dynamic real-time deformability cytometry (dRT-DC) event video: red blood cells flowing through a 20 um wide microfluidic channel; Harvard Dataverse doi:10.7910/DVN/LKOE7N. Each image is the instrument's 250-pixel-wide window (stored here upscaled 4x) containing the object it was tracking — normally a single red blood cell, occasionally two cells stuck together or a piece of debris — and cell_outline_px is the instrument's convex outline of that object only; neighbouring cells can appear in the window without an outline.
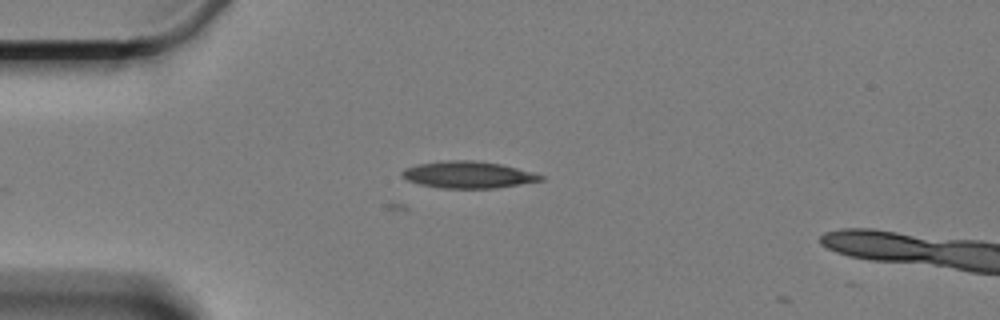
{"species": "Egyptian fruit bat (a non-hibernating species)", "species_latin": "Rousettus aegyptiacus", "temperature_condition": "cold", "stored_images_in_passage": 2, "camera_frame_rate_fps": 3000, "um_per_image_px": 0.085, "animal": {"sex": "female"}, "frame": {"image": 1, "passage_image": 2, "time_ms": 0.333, "image_size_px": [1000, 320], "cell_outline_px": [[544, 180], [496, 188], [440, 188], [420, 184], [408, 180], [400, 176], [400, 172], [404, 168], [416, 164], [444, 160], [472, 160], [500, 164], [532, 172], [544, 176]], "centroid_in_image_um": [39.74, 14.85], "position_along_channel_um": 45.3, "area_um2": 21.68}}